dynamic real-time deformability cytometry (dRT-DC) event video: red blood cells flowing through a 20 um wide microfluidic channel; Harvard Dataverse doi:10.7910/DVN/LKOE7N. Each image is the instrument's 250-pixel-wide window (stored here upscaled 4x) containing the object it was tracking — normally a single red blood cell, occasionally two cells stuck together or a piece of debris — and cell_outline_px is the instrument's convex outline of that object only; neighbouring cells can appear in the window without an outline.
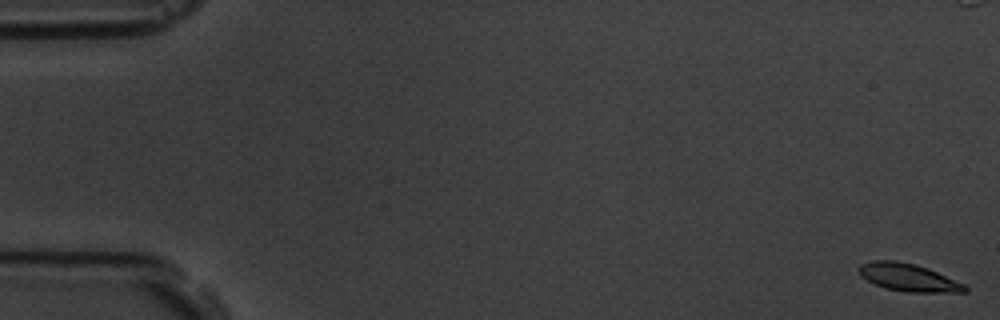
{"species": "common noctule bat (a hibernating species)", "species_latin": "Nyctalus noctula", "temperature_condition": "room temperature", "stored_images_in_passage": 29, "camera_frame_rate_fps": 3000, "um_per_image_px": 0.085, "animal": {"sex": "male", "body_mass_g": 19.5, "forearm_length_mm": 54.6}, "frame": {"image": 1, "passage_image": 1, "time_ms": 0.0, "image_size_px": [1000, 320], "cell_outline_px": [[968, 292], [908, 292], [884, 288], [860, 276], [856, 268], [860, 264], [872, 260], [896, 260], [916, 264], [928, 268], [964, 284], [968, 288]], "centroid_in_image_um": [77.17, 23.57], "position_along_channel_um": 7.8, "area_um2": 17.17}}
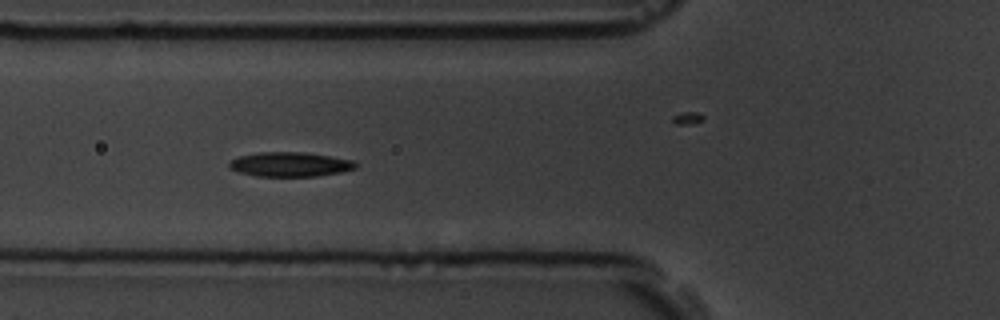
{"frame": {"image": 2, "passage_image": 22, "time_ms": 7.0, "image_size_px": [1000, 320], "cell_outline_px": [[356, 168], [340, 172], [316, 176], [256, 176], [240, 172], [232, 168], [228, 164], [232, 160], [240, 156], [260, 152], [304, 152], [352, 160], [356, 164]], "centroid_in_image_um": [24.66, 13.97], "position_along_channel_um": 101.1, "area_um2": 17.69}}
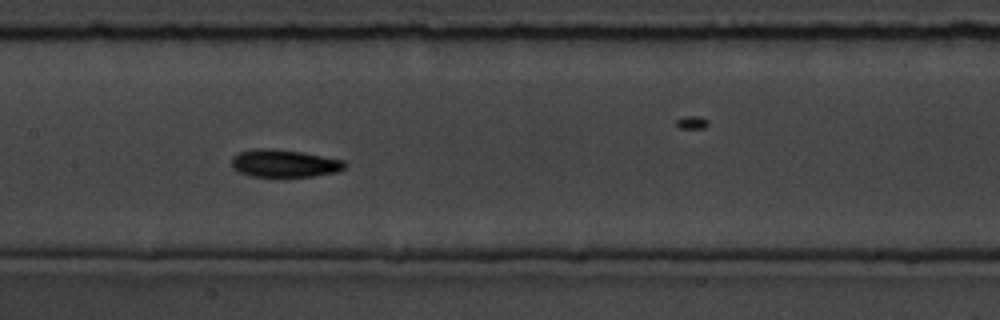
{"frame": {"image": 3, "passage_image": 29, "time_ms": 9.333, "image_size_px": [1000, 320], "cell_outline_px": [[348, 164], [344, 168], [336, 172], [312, 176], [248, 176], [236, 172], [232, 168], [232, 156], [236, 152], [256, 148], [272, 148], [300, 152], [344, 160]], "centroid_in_image_um": [24.1, 13.88], "position_along_channel_um": 183.3, "area_um2": 18.32}}